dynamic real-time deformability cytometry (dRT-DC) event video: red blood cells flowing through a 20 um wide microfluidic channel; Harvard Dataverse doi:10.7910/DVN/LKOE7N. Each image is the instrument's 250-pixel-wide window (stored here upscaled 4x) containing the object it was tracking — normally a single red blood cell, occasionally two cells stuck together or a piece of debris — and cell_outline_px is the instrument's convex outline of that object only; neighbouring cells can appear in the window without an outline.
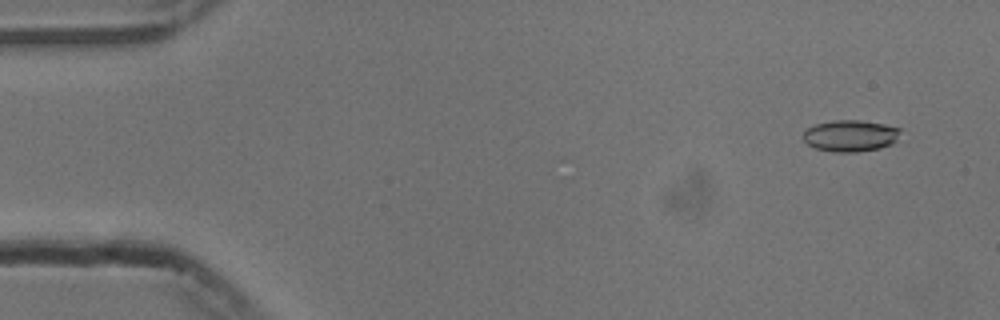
{"species": "common noctule bat (a hibernating species)", "species_latin": "Nyctalus noctula", "temperature_condition": "cold", "stored_images_in_passage": 55, "camera_frame_rate_fps": 3000, "um_per_image_px": 0.085, "animal": {"sex": "male", "body_mass_g": 13.3}, "frame": {"image": 1, "passage_image": 4, "time_ms": 1.0, "image_size_px": [1000, 320], "cell_outline_px": [[900, 132], [896, 140], [892, 144], [880, 148], [856, 152], [836, 152], [816, 148], [808, 144], [804, 140], [804, 132], [808, 128], [816, 124], [836, 120], [860, 120], [884, 124], [900, 128]], "centroid_in_image_um": [72.31, 11.54], "position_along_channel_um": 12.7, "area_um2": 17.69}}
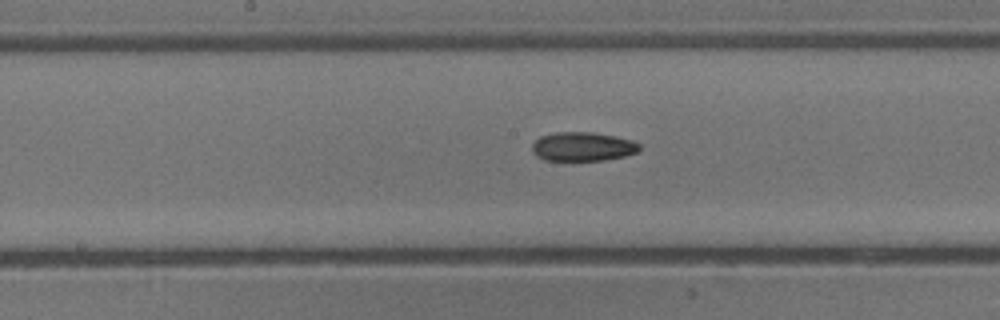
{"frame": {"image": 2, "passage_image": 28, "time_ms": 9.0, "image_size_px": [1000, 320], "cell_outline_px": [[640, 148], [636, 152], [624, 156], [604, 160], [544, 160], [536, 156], [532, 152], [532, 144], [540, 136], [556, 132], [592, 132], [616, 136], [632, 140], [640, 144]], "centroid_in_image_um": [49.51, 12.45], "position_along_channel_um": 198.7, "area_um2": 18.15}}
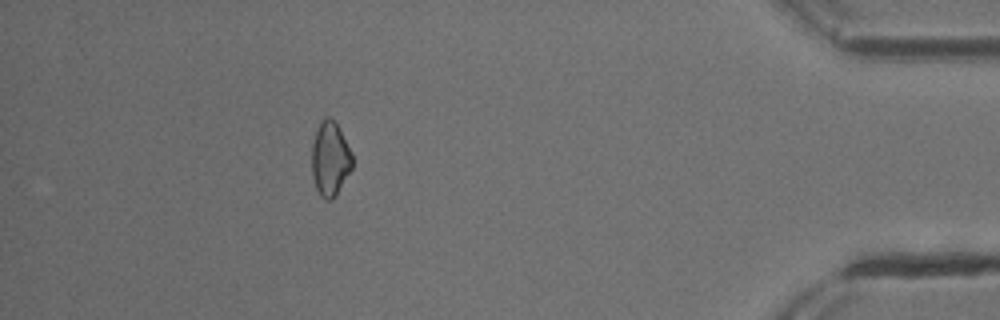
{"frame": {"image": 3, "passage_image": 49, "time_ms": 16.0, "image_size_px": [1000, 320], "cell_outline_px": [[352, 168], [336, 196], [332, 200], [324, 200], [320, 196], [316, 188], [312, 176], [312, 144], [316, 128], [320, 120], [324, 116], [328, 116], [336, 124], [352, 152]], "centroid_in_image_um": [28.04, 13.52], "position_along_channel_um": 407.2, "area_um2": 17.69}, "authors_computed_cell_mechanics": {"area_um2": 17.918, "velocity_mm_per_s": 3.7698, "shape_relaxation_time_tau1_ms": 2.4891, "shape_relaxation_time_tau2_ms": 7.9204, "deformation_change_tau1": 0.0906, "deformation_change_tau2": 0.145}}